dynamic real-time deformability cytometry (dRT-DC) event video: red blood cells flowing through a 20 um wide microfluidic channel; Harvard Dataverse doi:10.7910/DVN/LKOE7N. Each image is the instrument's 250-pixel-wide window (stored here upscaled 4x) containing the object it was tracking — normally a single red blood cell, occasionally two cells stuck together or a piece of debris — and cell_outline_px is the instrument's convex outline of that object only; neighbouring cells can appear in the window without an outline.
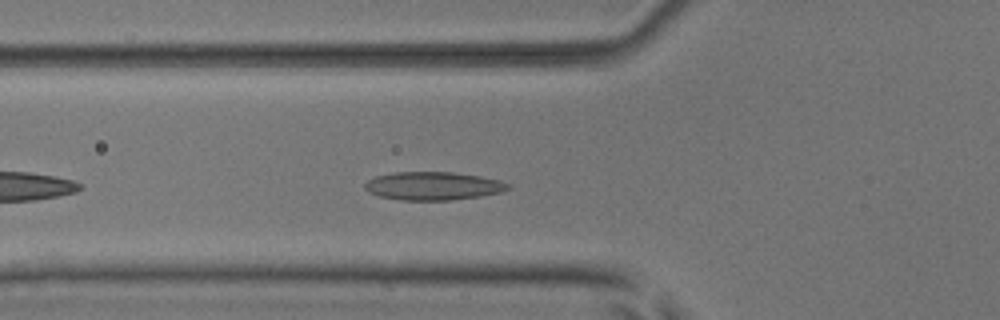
{"species": "common noctule bat (a hibernating species)", "species_latin": "Nyctalus noctula", "temperature_condition": "room temperature", "stored_images_in_passage": 39, "camera_frame_rate_fps": 3000, "um_per_image_px": 0.085, "animal": {"sex": "male", "body_mass_g": 17.9, "forearm_length_mm": 54.2}, "frame": {"image": 1, "passage_image": 6, "time_ms": 1.667, "image_size_px": [1000, 320], "cell_outline_px": [[512, 188], [500, 192], [480, 196], [452, 200], [400, 200], [380, 196], [368, 192], [364, 188], [364, 184], [368, 180], [376, 176], [392, 172], [452, 172], [480, 176], [500, 180], [512, 184]], "centroid_in_image_um": [36.83, 15.8], "position_along_channel_um": 89.0, "area_um2": 23.7}}
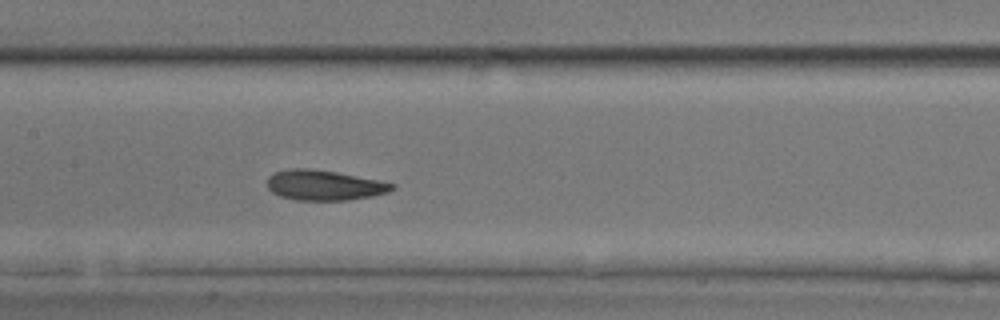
{"frame": {"image": 2, "passage_image": 13, "time_ms": 4.0, "image_size_px": [1000, 320], "cell_outline_px": [[396, 188], [388, 192], [372, 196], [348, 200], [296, 200], [280, 196], [272, 192], [268, 188], [268, 176], [276, 172], [292, 168], [308, 168], [336, 172], [380, 180], [396, 184]], "centroid_in_image_um": [27.59, 15.74], "position_along_channel_um": 179.8, "area_um2": 21.96}}
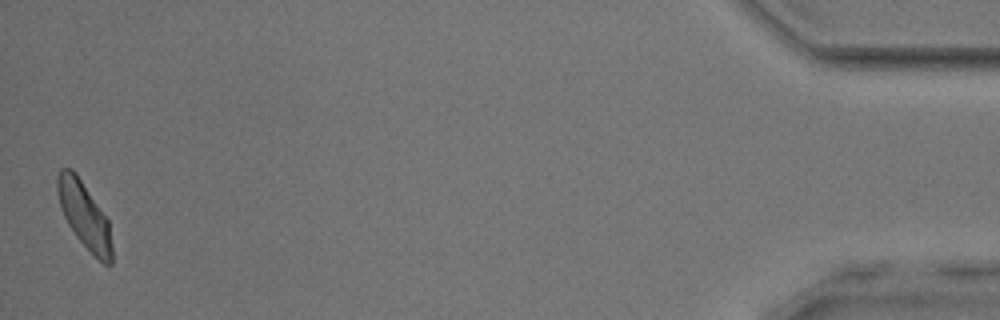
{"frame": {"image": 3, "passage_image": 39, "time_ms": 12.667, "image_size_px": [1000, 320], "cell_outline_px": [[112, 264], [108, 268], [76, 236], [68, 224], [60, 208], [56, 188], [56, 176], [60, 168], [72, 168], [76, 172], [108, 220], [112, 244]], "centroid_in_image_um": [7.15, 18.26], "position_along_channel_um": 428.0, "area_um2": 20.98}, "authors_computed_cell_mechanics": {"area_um2": 21.5594, "velocity_mm_per_s": 3.8871, "shape_relaxation_time_tau1_ms": 5.8049, "shape_relaxation_time_tau2_ms": 3.4195, "deformation_change_tau1": 0.1393, "deformation_change_tau2": 0.1068}}